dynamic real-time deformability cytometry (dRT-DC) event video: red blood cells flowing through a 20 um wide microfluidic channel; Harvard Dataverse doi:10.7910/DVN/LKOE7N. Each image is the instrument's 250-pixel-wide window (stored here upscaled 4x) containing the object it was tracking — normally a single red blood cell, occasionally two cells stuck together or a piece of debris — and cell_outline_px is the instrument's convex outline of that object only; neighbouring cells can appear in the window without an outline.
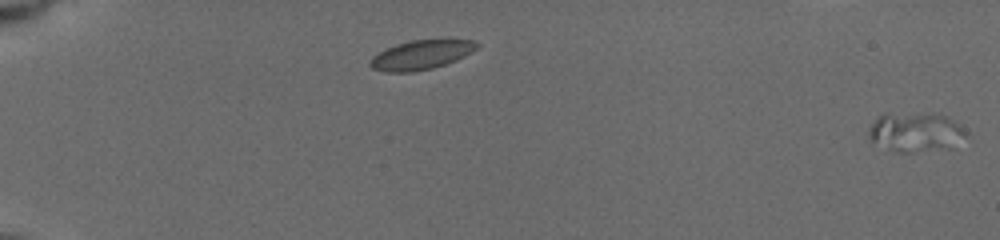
{"species": "common noctule bat (a hibernating species)", "species_latin": "Nyctalus noctula", "temperature_condition": "cold", "stored_images_in_passage": 3, "segment_of_instrument_passage": [2, 2], "camera_frame_rate_fps": 3000, "um_per_image_px": 0.085, "animal": {"sex": "female", "body_mass_g": 19.5, "forearm_length_mm": 54.1}, "frame": {"image": 1, "passage_image": 3, "time_ms": 1.0, "image_size_px": [1000, 240], "cell_outline_px": [[968, 132], [964, 136], [908, 152], [896, 152], [872, 140], [868, 136], [868, 128], [884, 112], [944, 116]], "centroid_in_image_um": [77.59, 11.14], "position_along_channel_um": 7.4, "area_um2": 19.83}}